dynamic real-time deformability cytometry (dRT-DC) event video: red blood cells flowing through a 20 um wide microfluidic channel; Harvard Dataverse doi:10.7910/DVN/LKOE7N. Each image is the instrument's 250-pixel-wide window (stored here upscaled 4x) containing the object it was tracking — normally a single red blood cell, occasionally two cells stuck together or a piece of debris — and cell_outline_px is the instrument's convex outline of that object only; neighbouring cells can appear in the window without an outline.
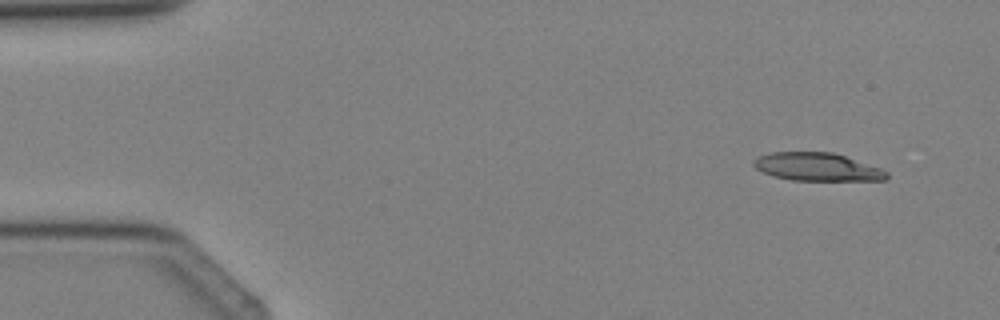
{"species": "Egyptian fruit bat (a non-hibernating species)", "species_latin": "Rousettus aegyptiacus", "temperature_condition": "cold", "stored_images_in_passage": 3, "camera_frame_rate_fps": 3000, "um_per_image_px": 0.085, "animal": {"sex": "female"}, "frame": {"image": 1, "passage_image": 1, "time_ms": 0.0, "image_size_px": [1000, 320], "cell_outline_px": [[888, 176], [884, 180], [792, 180], [772, 176], [756, 168], [752, 164], [752, 160], [756, 156], [768, 152], [832, 152], [880, 168], [888, 172]], "centroid_in_image_um": [69.39, 14.18], "position_along_channel_um": 15.6, "area_um2": 21.68}}
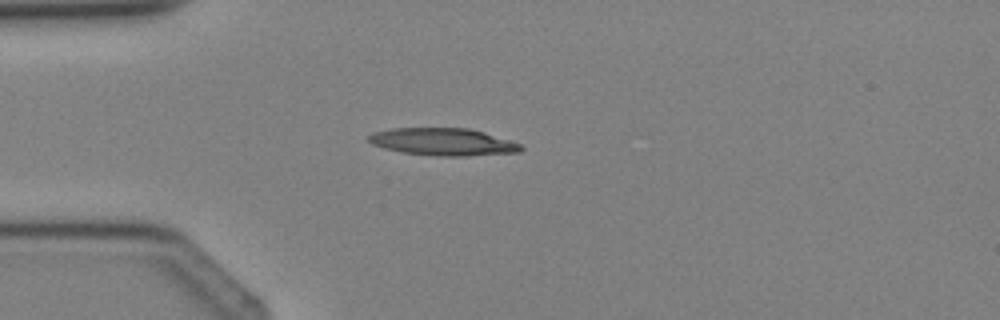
{"frame": {"image": 2, "passage_image": 3, "time_ms": 2.333, "image_size_px": [1000, 320], "cell_outline_px": [[524, 148], [520, 152], [468, 156], [436, 156], [400, 152], [384, 148], [372, 144], [368, 140], [368, 136], [372, 132], [392, 128], [468, 128], [484, 132], [520, 144]], "centroid_in_image_um": [37.63, 12.06], "position_along_channel_um": 47.4, "area_um2": 24.33}}